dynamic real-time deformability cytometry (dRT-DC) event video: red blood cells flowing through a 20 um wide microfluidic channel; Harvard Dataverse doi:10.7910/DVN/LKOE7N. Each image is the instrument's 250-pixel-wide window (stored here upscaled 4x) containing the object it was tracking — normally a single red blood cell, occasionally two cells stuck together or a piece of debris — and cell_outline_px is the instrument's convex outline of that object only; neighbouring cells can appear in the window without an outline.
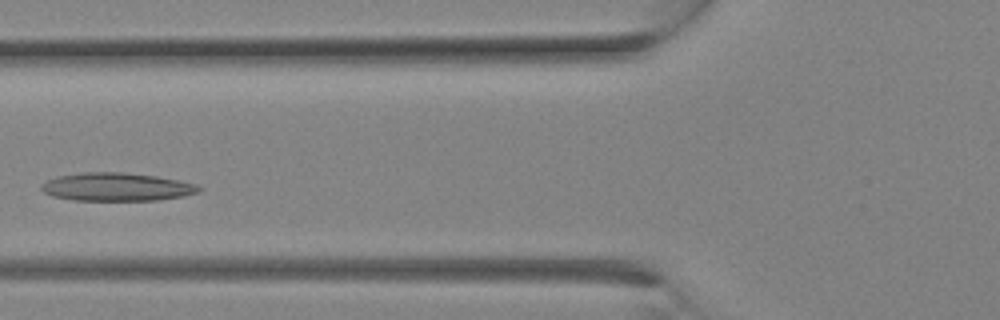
{"species": "Egyptian fruit bat (a non-hibernating species)", "species_latin": "Rousettus aegyptiacus", "temperature_condition": "room temperature", "stored_images_in_passage": 9, "camera_frame_rate_fps": 3000, "um_per_image_px": 0.085, "animal": {"sex": "female"}, "frame": {"image": 1, "passage_image": 8, "time_ms": 2.333, "image_size_px": [1000, 320], "cell_outline_px": [[204, 188], [196, 192], [184, 196], [160, 200], [72, 200], [52, 196], [44, 192], [40, 188], [48, 180], [56, 176], [80, 172], [120, 172], [156, 176], [196, 184]], "centroid_in_image_um": [9.91, 15.89], "position_along_channel_um": 115.9, "area_um2": 25.78}}